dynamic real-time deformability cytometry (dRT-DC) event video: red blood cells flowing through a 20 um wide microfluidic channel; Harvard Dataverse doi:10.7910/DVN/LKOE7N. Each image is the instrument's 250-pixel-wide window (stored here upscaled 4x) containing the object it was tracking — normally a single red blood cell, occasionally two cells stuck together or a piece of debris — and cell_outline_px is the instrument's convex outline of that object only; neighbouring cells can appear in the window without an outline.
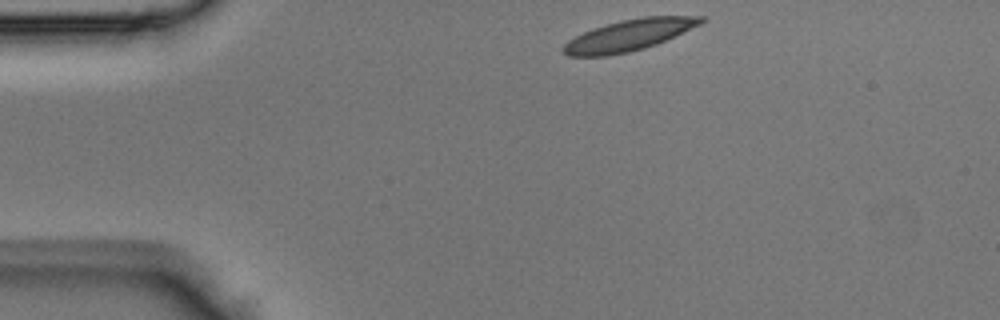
{"species": "Egyptian fruit bat (a non-hibernating species)", "species_latin": "Rousettus aegyptiacus", "temperature_condition": "room temperature", "stored_images_in_passage": 36, "camera_frame_rate_fps": 3000, "um_per_image_px": 0.085, "animal": {"sex": "male"}, "frame": {"image": 1, "passage_image": 1, "time_ms": 0.0, "image_size_px": [1000, 320], "cell_outline_px": [[704, 20], [700, 24], [656, 44], [644, 48], [628, 52], [608, 56], [568, 56], [560, 48], [568, 40], [592, 28], [620, 20], [644, 16], [704, 16]], "centroid_in_image_um": [53.41, 2.99], "position_along_channel_um": 31.6, "area_um2": 24.85}}
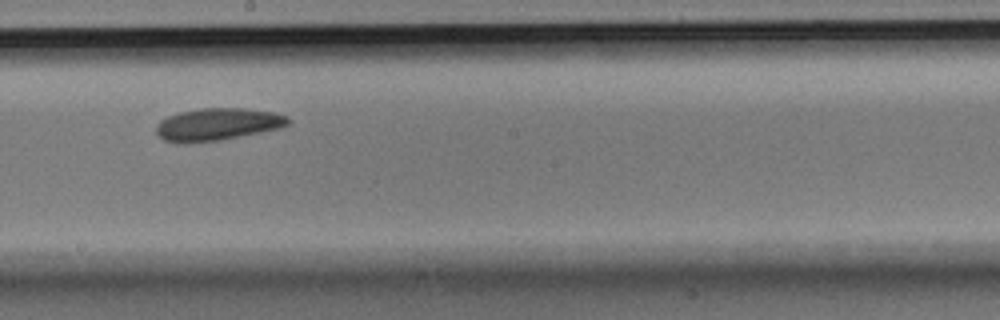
{"frame": {"image": 2, "passage_image": 17, "time_ms": 5.333, "image_size_px": [1000, 320], "cell_outline_px": [[292, 120], [288, 124], [280, 128], [220, 140], [188, 144], [176, 144], [164, 140], [156, 136], [156, 124], [160, 120], [168, 116], [180, 112], [200, 108], [244, 108], [276, 112], [288, 116]], "centroid_in_image_um": [18.45, 10.58], "position_along_channel_um": 229.7, "area_um2": 25.32}}
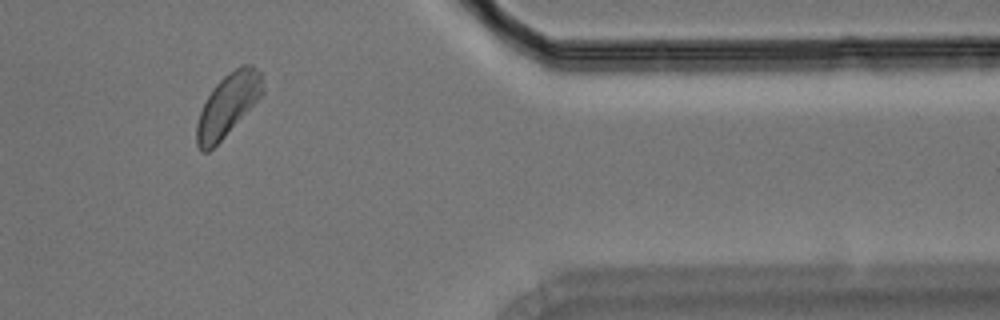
{"frame": {"image": 3, "passage_image": 29, "time_ms": 9.333, "image_size_px": [1000, 320], "cell_outline_px": [[264, 92], [224, 136], [208, 152], [200, 152], [196, 144], [196, 124], [200, 112], [212, 88], [228, 72], [240, 64], [252, 64], [260, 72], [264, 88]], "centroid_in_image_um": [19.35, 8.89], "position_along_channel_um": 392.1, "area_um2": 23.64}}